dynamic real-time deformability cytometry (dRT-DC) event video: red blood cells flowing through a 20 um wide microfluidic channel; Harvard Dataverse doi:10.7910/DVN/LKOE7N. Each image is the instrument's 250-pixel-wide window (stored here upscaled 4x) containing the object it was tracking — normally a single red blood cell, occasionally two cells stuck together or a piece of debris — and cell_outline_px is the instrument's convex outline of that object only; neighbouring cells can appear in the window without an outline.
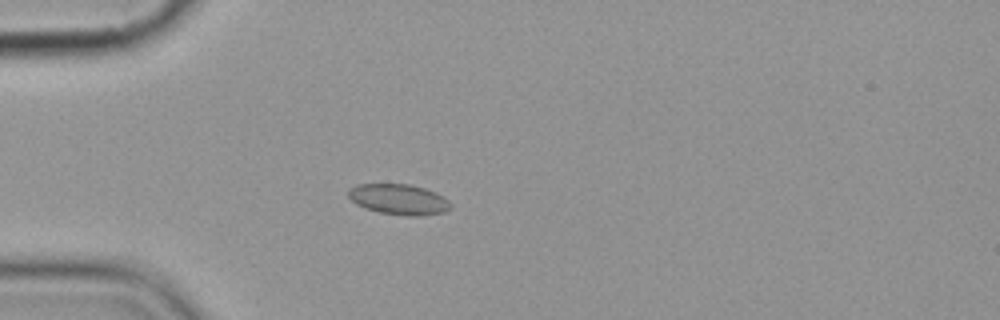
{"species": "common noctule bat (a hibernating species)", "species_latin": "Nyctalus noctula", "temperature_condition": "cold", "stored_images_in_passage": 5, "camera_frame_rate_fps": 3000, "um_per_image_px": 0.085, "animal": {"sex": "female", "body_mass_g": 19.9}, "frame": {"image": 1, "passage_image": 5, "time_ms": 4.667, "image_size_px": [1000, 320], "cell_outline_px": [[452, 208], [444, 212], [420, 216], [404, 216], [380, 212], [364, 208], [356, 204], [348, 196], [348, 188], [356, 184], [408, 184], [424, 188], [436, 192], [444, 196], [452, 204]], "centroid_in_image_um": [33.91, 16.95], "position_along_channel_um": 51.1, "area_um2": 18.44}}